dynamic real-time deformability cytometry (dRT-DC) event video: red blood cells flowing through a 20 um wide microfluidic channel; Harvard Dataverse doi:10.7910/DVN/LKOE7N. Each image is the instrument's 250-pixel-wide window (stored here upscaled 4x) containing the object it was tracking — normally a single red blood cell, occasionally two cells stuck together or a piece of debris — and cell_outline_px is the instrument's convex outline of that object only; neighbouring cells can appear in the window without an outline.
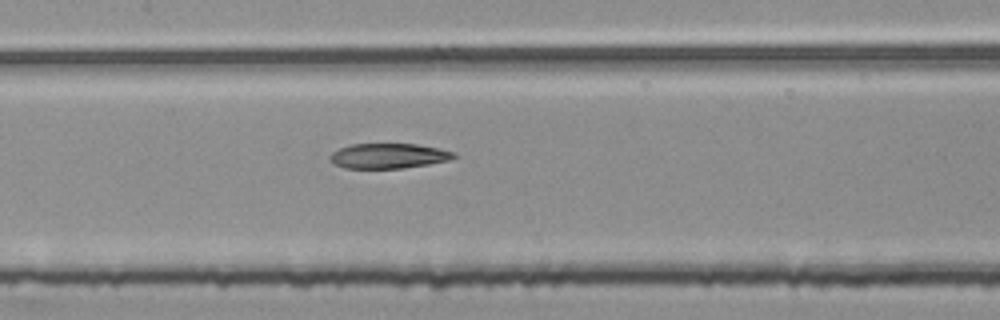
{"species": "common noctule bat (a hibernating species)", "species_latin": "Nyctalus noctula", "temperature_condition": "room temperature", "stored_images_in_passage": 54, "segment_of_instrument_passage": [2, 2], "camera_frame_rate_fps": 3000, "um_per_image_px": 0.085, "animal": {"sex": "female", "body_mass_g": 25.1}, "frame": {"image": 1, "passage_image": 26, "time_ms": 8.333, "image_size_px": [1000, 320], "cell_outline_px": [[456, 156], [452, 160], [404, 168], [344, 168], [332, 164], [328, 160], [328, 156], [332, 152], [340, 148], [352, 144], [416, 144], [440, 148], [456, 152]], "centroid_in_image_um": [33.01, 13.25], "position_along_channel_um": 174.4, "area_um2": 18.32}}
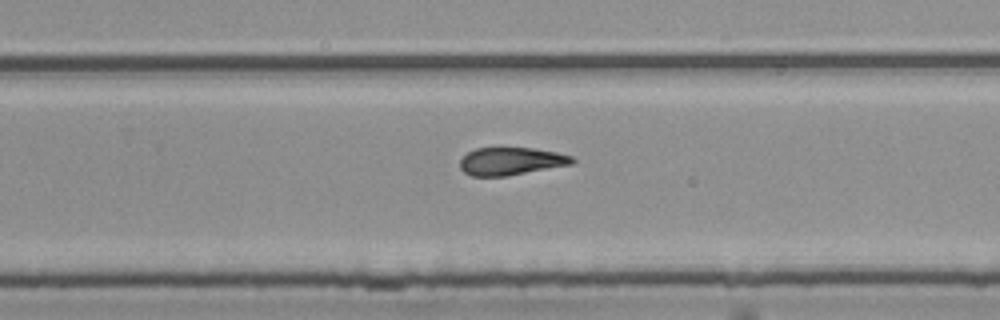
{"frame": {"image": 2, "passage_image": 35, "time_ms": 11.333, "image_size_px": [1000, 320], "cell_outline_px": [[576, 160], [572, 164], [508, 176], [472, 176], [464, 172], [460, 168], [460, 160], [468, 152], [476, 148], [500, 144], [532, 148], [556, 152], [572, 156]], "centroid_in_image_um": [43.41, 13.65], "position_along_channel_um": 286.4, "area_um2": 18.9}}
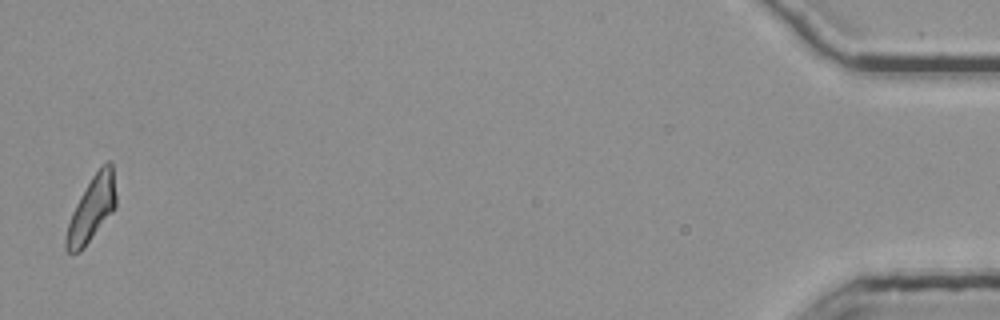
{"frame": {"image": 3, "passage_image": 54, "time_ms": 17.667, "image_size_px": [1000, 320], "cell_outline_px": [[116, 208], [84, 248], [80, 252], [68, 252], [64, 248], [64, 236], [72, 212], [80, 196], [92, 176], [100, 164], [108, 160], [112, 160], [116, 196]], "centroid_in_image_um": [7.8, 17.74], "position_along_channel_um": 427.4, "area_um2": 19.19}}